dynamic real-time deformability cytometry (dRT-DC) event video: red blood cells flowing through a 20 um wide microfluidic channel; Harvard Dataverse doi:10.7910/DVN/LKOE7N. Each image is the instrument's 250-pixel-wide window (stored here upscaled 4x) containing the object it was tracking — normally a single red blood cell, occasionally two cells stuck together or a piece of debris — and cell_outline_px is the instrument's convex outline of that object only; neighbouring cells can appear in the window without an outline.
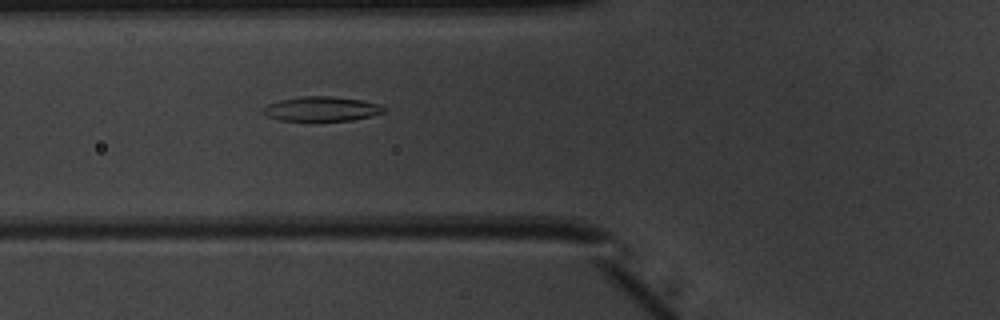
{"species": "common noctule bat (a hibernating species)", "species_latin": "Nyctalus noctula", "temperature_condition": "warm", "stored_images_in_passage": 35, "camera_frame_rate_fps": 3000, "um_per_image_px": 0.085, "animal": {"sex": "male", "body_mass_g": 20.1, "forearm_length_mm": 53.5}, "frame": {"image": 1, "passage_image": 4, "time_ms": 1.0, "image_size_px": [1000, 320], "cell_outline_px": [[388, 108], [384, 112], [372, 116], [352, 120], [280, 120], [268, 116], [264, 112], [264, 108], [268, 104], [280, 100], [300, 96], [332, 96], [364, 100], [380, 104]], "centroid_in_image_um": [27.42, 9.24], "position_along_channel_um": 98.4, "area_um2": 17.22}}
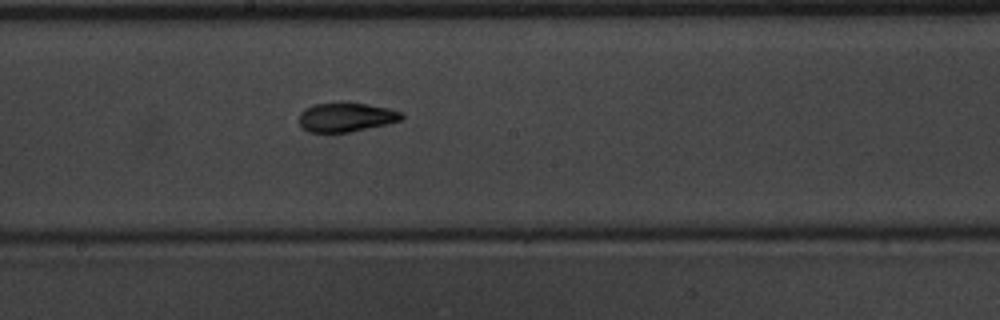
{"frame": {"image": 2, "passage_image": 13, "time_ms": 4.0, "image_size_px": [1000, 320], "cell_outline_px": [[404, 116], [400, 120], [384, 124], [348, 132], [308, 132], [300, 124], [300, 112], [304, 108], [312, 104], [340, 100], [348, 100], [388, 108], [404, 112]], "centroid_in_image_um": [29.39, 9.9], "position_along_channel_um": 218.8, "area_um2": 17.86}}
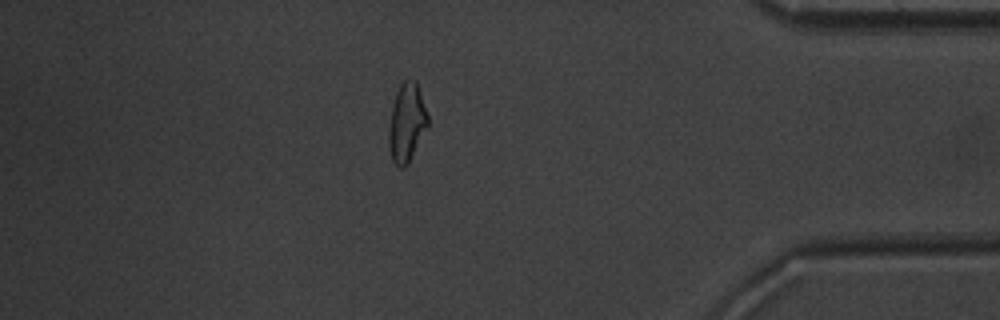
{"frame": {"image": 3, "passage_image": 29, "time_ms": 9.333, "image_size_px": [1000, 320], "cell_outline_px": [[428, 128], [408, 164], [404, 168], [400, 168], [392, 160], [388, 144], [388, 128], [392, 108], [396, 92], [400, 84], [404, 80], [416, 80], [428, 116]], "centroid_in_image_um": [34.57, 10.46], "position_along_channel_um": 400.6, "area_um2": 17.98}, "authors_computed_cell_mechanics": {"area_um2": 17.6868, "velocity_mm_per_s": 3.9914, "shape_relaxation_time_tau1_ms": 4.4586, "shape_relaxation_time_tau2_ms": 2.3821, "deformation_change_tau1": 0.1699, "deformation_change_tau2": 0.0952}}